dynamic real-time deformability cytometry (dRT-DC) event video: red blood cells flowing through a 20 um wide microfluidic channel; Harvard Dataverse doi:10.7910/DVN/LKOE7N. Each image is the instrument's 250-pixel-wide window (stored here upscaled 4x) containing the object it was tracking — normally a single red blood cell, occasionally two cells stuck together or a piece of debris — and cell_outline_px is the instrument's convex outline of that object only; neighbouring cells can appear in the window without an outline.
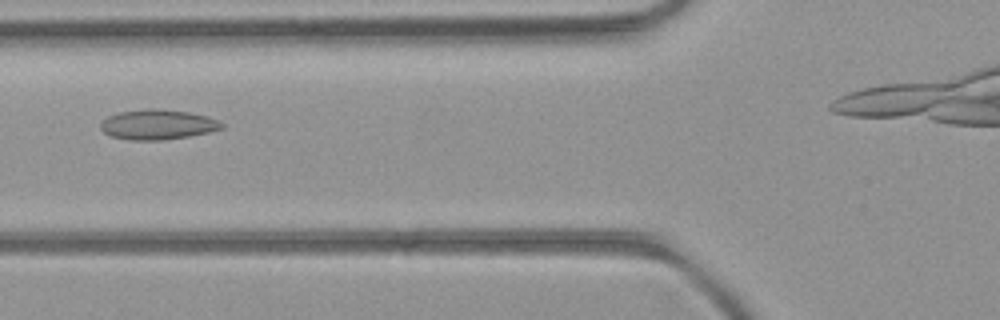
{"species": "common noctule bat (a hibernating species)", "species_latin": "Nyctalus noctula", "temperature_condition": "room temperature", "stored_images_in_passage": 27, "camera_frame_rate_fps": 3000, "um_per_image_px": 0.085, "animal": {"sex": "female", "body_mass_g": 21.9}, "frame": {"image": 1, "passage_image": 5, "time_ms": 1.333, "image_size_px": [1000, 320], "cell_outline_px": [[224, 128], [208, 132], [188, 136], [164, 140], [132, 140], [112, 136], [104, 132], [100, 128], [100, 124], [108, 116], [120, 112], [148, 108], [160, 108], [188, 112], [208, 116], [220, 120], [224, 124]], "centroid_in_image_um": [13.44, 10.58], "position_along_channel_um": 112.4, "area_um2": 21.21}}
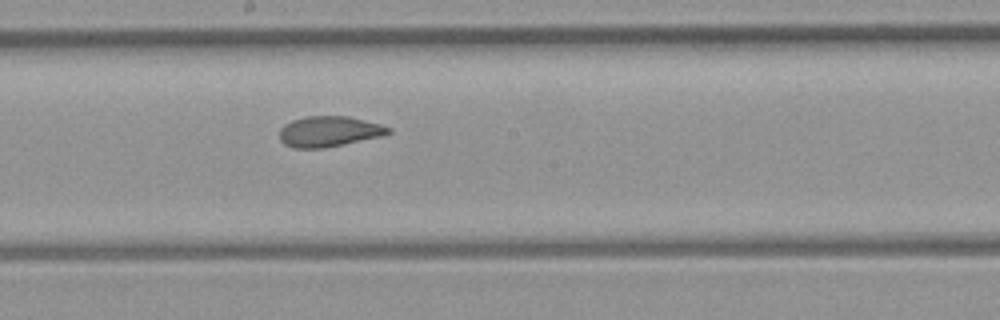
{"frame": {"image": 2, "passage_image": 13, "time_ms": 4.0, "image_size_px": [1000, 320], "cell_outline_px": [[392, 132], [384, 136], [324, 148], [292, 148], [284, 144], [280, 140], [280, 128], [284, 124], [292, 120], [304, 116], [348, 116], [380, 124], [392, 128]], "centroid_in_image_um": [27.97, 11.17], "position_along_channel_um": 220.2, "area_um2": 19.59}}
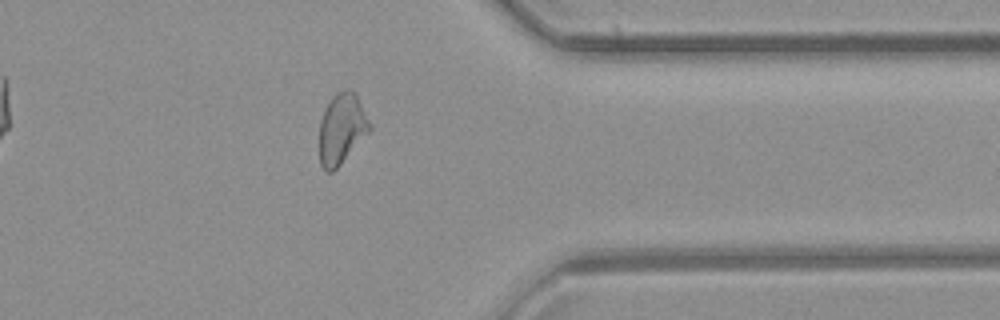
{"frame": {"image": 3, "passage_image": 26, "time_ms": 8.333, "image_size_px": [1000, 320], "cell_outline_px": [[372, 128], [340, 164], [332, 172], [328, 172], [320, 164], [320, 120], [324, 108], [332, 96], [336, 92], [344, 88], [352, 88], [356, 92]], "centroid_in_image_um": [29.04, 10.87], "position_along_channel_um": 382.4, "area_um2": 20.63}}